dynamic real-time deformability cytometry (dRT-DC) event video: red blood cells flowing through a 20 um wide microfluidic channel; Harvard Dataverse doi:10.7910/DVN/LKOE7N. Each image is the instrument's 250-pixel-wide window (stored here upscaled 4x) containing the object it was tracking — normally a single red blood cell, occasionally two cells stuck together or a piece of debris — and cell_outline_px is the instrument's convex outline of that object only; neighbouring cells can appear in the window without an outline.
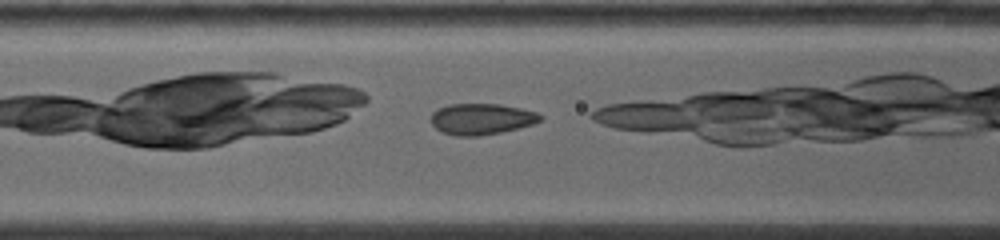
{"species": "common noctule bat (a hibernating species)", "species_latin": "Nyctalus noctula", "temperature_condition": "warm", "stored_images_in_passage": 29, "camera_frame_rate_fps": 5000, "um_per_image_px": 0.085, "animal": {"sex": "female", "body_mass_g": 19.0, "forearm_length_mm": 53.3}, "frame": {"image": 1, "passage_image": 9, "time_ms": 1.6, "image_size_px": [1000, 240], "cell_outline_px": [[544, 116], [540, 120], [532, 124], [500, 132], [480, 136], [456, 136], [444, 132], [436, 128], [432, 124], [432, 112], [448, 104], [500, 104], [520, 108], [536, 112]], "centroid_in_image_um": [40.92, 10.11], "position_along_channel_um": 125.7, "area_um2": 19.59}}
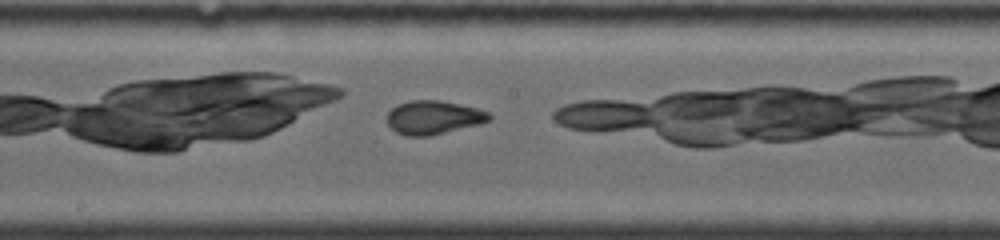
{"frame": {"image": 2, "passage_image": 20, "time_ms": 3.8, "image_size_px": [1000, 240], "cell_outline_px": [[492, 120], [480, 124], [428, 136], [408, 136], [396, 132], [388, 124], [388, 112], [396, 104], [408, 100], [440, 100], [460, 104], [476, 108], [488, 112], [492, 116]], "centroid_in_image_um": [36.85, 9.97], "position_along_channel_um": 211.3, "area_um2": 20.06}}
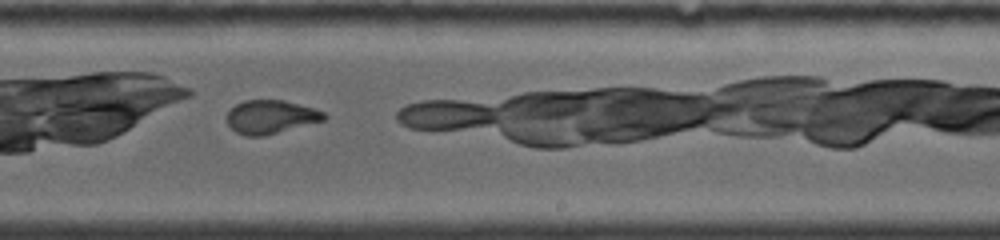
{"frame": {"image": 3, "passage_image": 25, "time_ms": 5.2, "image_size_px": [1000, 240], "cell_outline_px": [[328, 116], [324, 120], [264, 136], [244, 136], [236, 132], [228, 124], [228, 112], [236, 104], [244, 100], [284, 100], [312, 108], [324, 112]], "centroid_in_image_um": [23.01, 9.94], "position_along_channel_um": 266.0, "area_um2": 18.79}}